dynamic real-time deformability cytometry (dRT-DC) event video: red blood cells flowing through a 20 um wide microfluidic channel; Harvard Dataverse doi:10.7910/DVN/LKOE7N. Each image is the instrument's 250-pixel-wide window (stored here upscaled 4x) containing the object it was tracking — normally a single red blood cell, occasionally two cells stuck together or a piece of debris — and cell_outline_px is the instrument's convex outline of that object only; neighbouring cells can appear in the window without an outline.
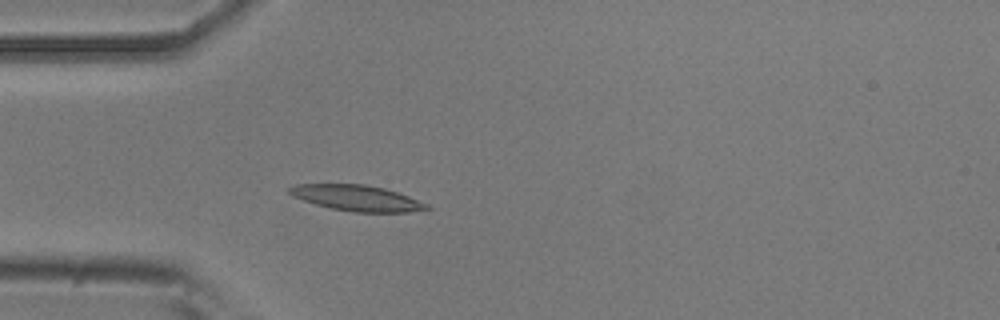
{"species": "common noctule bat (a hibernating species)", "species_latin": "Nyctalus noctula", "temperature_condition": "room temperature", "stored_images_in_passage": 18, "camera_frame_rate_fps": 3000, "um_per_image_px": 0.085, "animal": {"sex": "male", "body_mass_g": 20.5, "forearm_length_mm": 52.5}, "frame": {"image": 1, "passage_image": 15, "time_ms": 4.667, "image_size_px": [1000, 320], "cell_outline_px": [[432, 208], [408, 212], [352, 212], [328, 208], [292, 196], [288, 192], [288, 188], [292, 184], [364, 184], [384, 188], [408, 196], [428, 204]], "centroid_in_image_um": [30.3, 16.83], "position_along_channel_um": 54.7, "area_um2": 20.63}}